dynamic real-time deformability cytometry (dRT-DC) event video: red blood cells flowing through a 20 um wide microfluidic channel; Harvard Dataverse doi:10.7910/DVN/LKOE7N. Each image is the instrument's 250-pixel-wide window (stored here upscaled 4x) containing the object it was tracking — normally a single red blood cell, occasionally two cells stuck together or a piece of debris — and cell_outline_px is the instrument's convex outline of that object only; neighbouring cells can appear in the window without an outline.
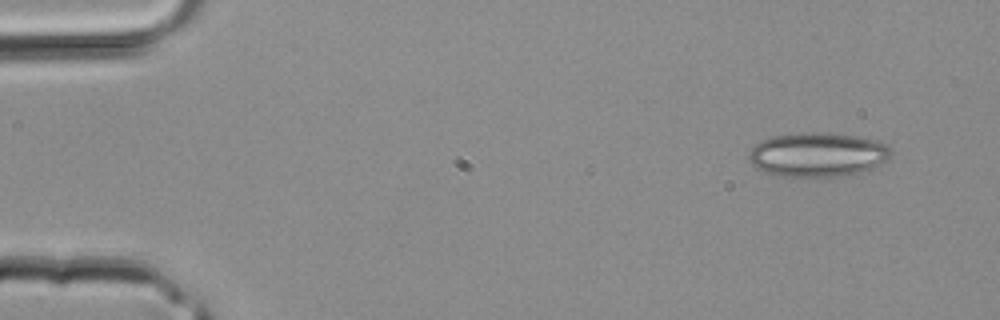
{"species": "common noctule bat (a hibernating species)", "species_latin": "Nyctalus noctula", "temperature_condition": "room temperature", "stored_images_in_passage": 3, "camera_frame_rate_fps": 3000, "um_per_image_px": 0.085, "animal": {"sex": "male", "body_mass_g": 20.4}, "frame": {"image": 1, "passage_image": 1, "time_ms": 0.0, "image_size_px": [1000, 320], "cell_outline_px": [[892, 156], [888, 160], [876, 168], [860, 172], [840, 176], [776, 176], [756, 168], [748, 160], [748, 152], [760, 140], [772, 136], [800, 132], [820, 132], [856, 136], [876, 140], [888, 144], [892, 148]], "centroid_in_image_um": [69.53, 13.13], "position_along_channel_um": 15.5, "area_um2": 37.17}}